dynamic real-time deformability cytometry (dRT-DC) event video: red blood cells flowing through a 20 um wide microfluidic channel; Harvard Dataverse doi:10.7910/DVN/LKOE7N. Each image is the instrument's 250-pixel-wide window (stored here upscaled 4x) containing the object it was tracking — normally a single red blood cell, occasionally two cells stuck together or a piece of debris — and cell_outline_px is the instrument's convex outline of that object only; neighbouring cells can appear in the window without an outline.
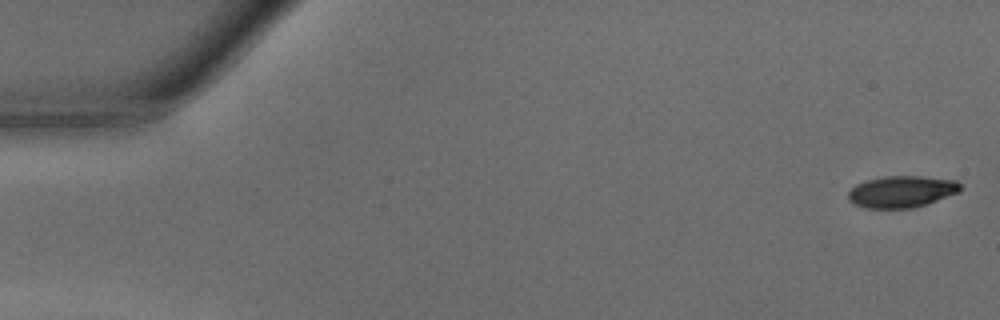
{"species": "common noctule bat (a hibernating species)", "species_latin": "Nyctalus noctula", "temperature_condition": "warm", "stored_images_in_passage": 17, "camera_frame_rate_fps": 3000, "um_per_image_px": 0.085, "animal": {"sex": "male", "body_mass_g": 15.6}, "frame": {"image": 1, "passage_image": 1, "time_ms": 0.0, "image_size_px": [1000, 320], "cell_outline_px": [[960, 192], [912, 208], [868, 208], [856, 204], [848, 200], [848, 192], [856, 184], [868, 180], [884, 176], [920, 176], [956, 180], [960, 184]], "centroid_in_image_um": [76.63, 16.28], "position_along_channel_um": 8.4, "area_um2": 20.46}}
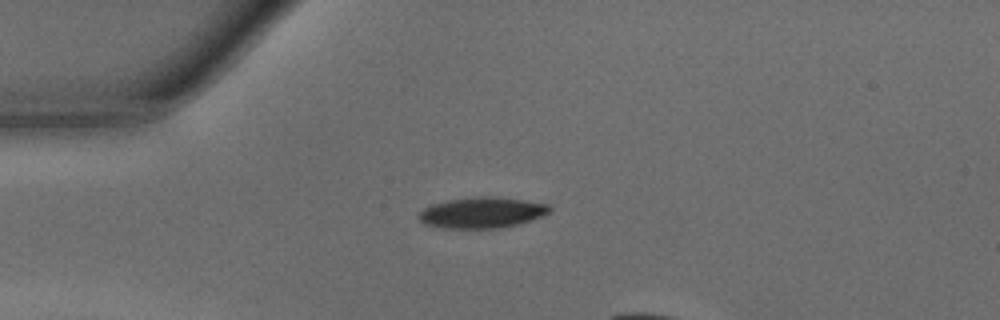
{"frame": {"image": 2, "passage_image": 12, "time_ms": 3.667, "image_size_px": [1000, 320], "cell_outline_px": [[552, 208], [548, 212], [540, 216], [520, 224], [496, 228], [436, 228], [424, 224], [416, 216], [424, 208], [432, 204], [448, 200], [484, 196], [524, 200], [548, 204]], "centroid_in_image_um": [40.91, 18.08], "position_along_channel_um": 44.1, "area_um2": 23.35}}
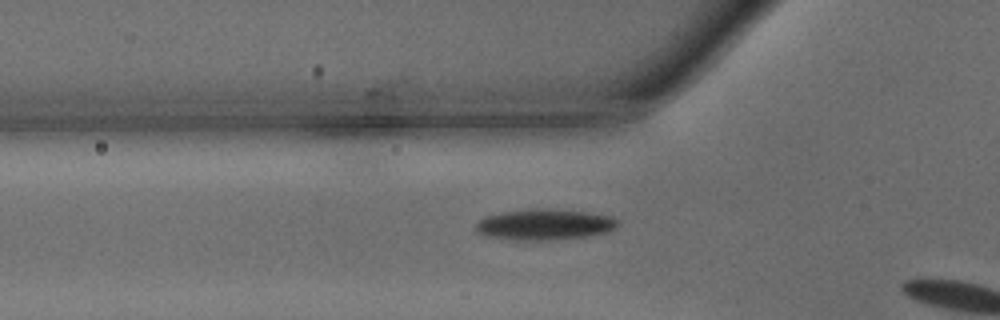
{"frame": {"image": 3, "passage_image": 16, "time_ms": 5.0, "image_size_px": [1000, 320], "cell_outline_px": [[616, 224], [612, 228], [604, 232], [584, 236], [548, 240], [524, 240], [484, 236], [476, 232], [476, 224], [484, 216], [500, 212], [536, 208], [548, 208], [588, 212], [612, 216], [616, 220]], "centroid_in_image_um": [46.21, 19.06], "position_along_channel_um": 79.6, "area_um2": 25.26}}